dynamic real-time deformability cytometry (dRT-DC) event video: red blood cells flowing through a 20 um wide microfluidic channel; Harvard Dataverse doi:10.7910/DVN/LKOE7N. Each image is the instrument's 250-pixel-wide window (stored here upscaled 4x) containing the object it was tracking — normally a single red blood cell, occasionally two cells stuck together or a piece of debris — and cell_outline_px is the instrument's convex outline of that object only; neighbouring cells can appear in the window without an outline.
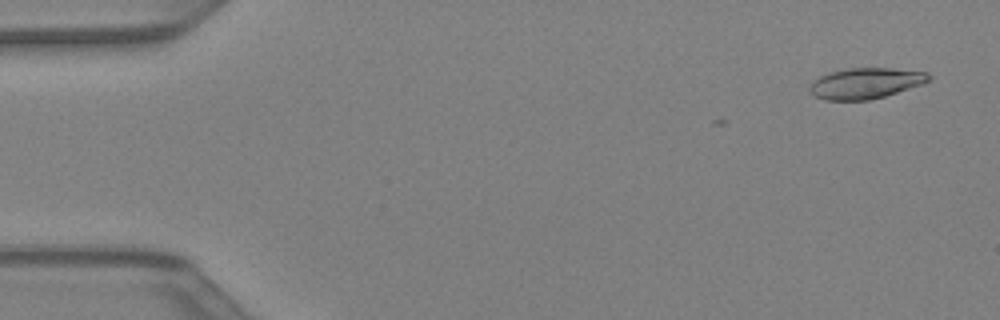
{"species": "Egyptian fruit bat (a non-hibernating species)", "species_latin": "Rousettus aegyptiacus", "temperature_condition": "warm", "stored_images_in_passage": 2, "camera_frame_rate_fps": 3000, "um_per_image_px": 0.085, "animal": {"sex": "female"}, "frame": {"image": 1, "passage_image": 2, "time_ms": 0.333, "image_size_px": [1000, 320], "cell_outline_px": [[932, 80], [884, 96], [868, 100], [824, 100], [808, 92], [808, 88], [820, 76], [832, 72], [848, 68], [892, 68], [928, 72], [932, 76]], "centroid_in_image_um": [73.59, 7.07], "position_along_channel_um": 11.4, "area_um2": 21.15}}